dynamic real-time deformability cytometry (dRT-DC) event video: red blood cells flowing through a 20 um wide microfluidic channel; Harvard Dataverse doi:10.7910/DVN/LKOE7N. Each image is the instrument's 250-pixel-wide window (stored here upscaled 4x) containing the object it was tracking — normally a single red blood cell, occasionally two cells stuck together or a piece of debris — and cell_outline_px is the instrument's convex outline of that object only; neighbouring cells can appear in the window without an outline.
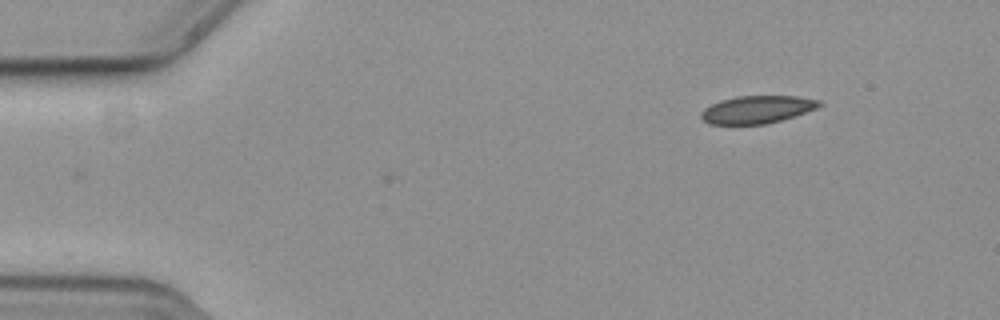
{"species": "common noctule bat (a hibernating species)", "species_latin": "Nyctalus noctula", "temperature_condition": "cold", "stored_images_in_passage": 40, "camera_frame_rate_fps": 3000, "um_per_image_px": 0.085, "animal": {"sex": "female", "body_mass_g": 19.3, "forearm_length_mm": 54.1}, "frame": {"image": 1, "passage_image": 1, "time_ms": 0.0, "image_size_px": [1000, 320], "cell_outline_px": [[824, 104], [816, 108], [780, 120], [764, 124], [708, 124], [700, 116], [700, 112], [704, 108], [720, 100], [736, 96], [796, 96], [820, 100]], "centroid_in_image_um": [64.32, 9.3], "position_along_channel_um": 20.7, "area_um2": 18.9}}
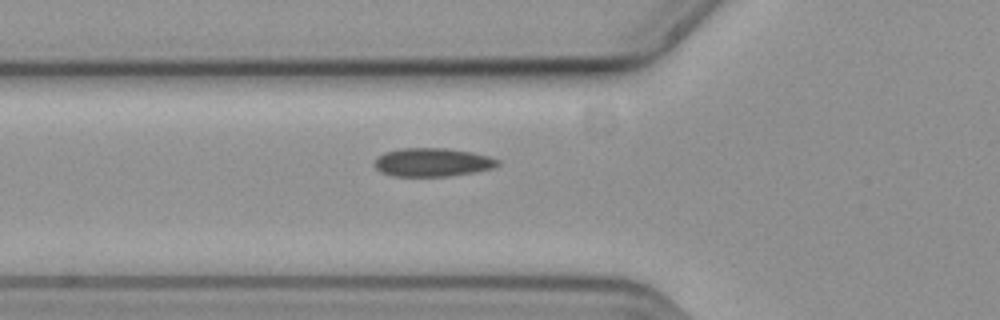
{"frame": {"image": 2, "passage_image": 14, "time_ms": 4.333, "image_size_px": [1000, 320], "cell_outline_px": [[500, 164], [492, 168], [472, 172], [448, 176], [392, 176], [380, 172], [372, 164], [376, 156], [384, 152], [400, 148], [448, 148], [472, 152], [488, 156], [500, 160]], "centroid_in_image_um": [36.7, 13.78], "position_along_channel_um": 89.1, "area_um2": 20.63}}
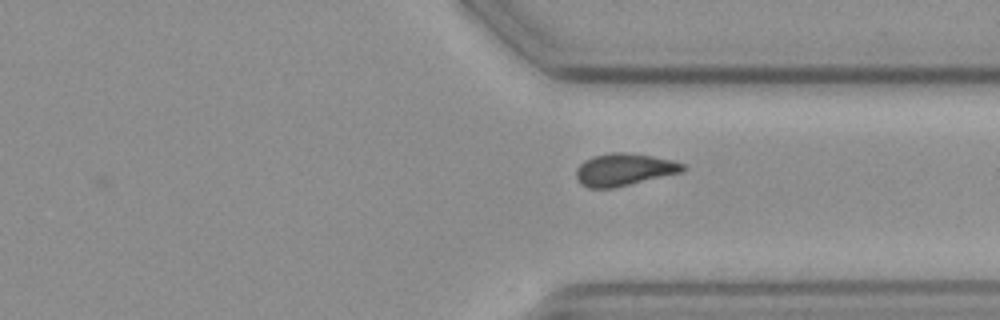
{"frame": {"image": 3, "passage_image": 36, "time_ms": 11.667, "image_size_px": [1000, 320], "cell_outline_px": [[688, 168], [684, 172], [612, 188], [588, 188], [580, 184], [576, 176], [576, 168], [584, 160], [592, 156], [612, 152], [620, 152], [652, 156], [672, 160], [684, 164]], "centroid_in_image_um": [53.05, 14.42], "position_along_channel_um": 358.3, "area_um2": 20.17}, "authors_computed_cell_mechanics": {"area_um2": 20.1722, "velocity_mm_per_s": 3.6627, "shape_relaxation_time_tau1_ms": null, "shape_relaxation_time_tau2_ms": 9.0296, "deformation_change_tau1": null, "deformation_change_tau2": 0.123}}